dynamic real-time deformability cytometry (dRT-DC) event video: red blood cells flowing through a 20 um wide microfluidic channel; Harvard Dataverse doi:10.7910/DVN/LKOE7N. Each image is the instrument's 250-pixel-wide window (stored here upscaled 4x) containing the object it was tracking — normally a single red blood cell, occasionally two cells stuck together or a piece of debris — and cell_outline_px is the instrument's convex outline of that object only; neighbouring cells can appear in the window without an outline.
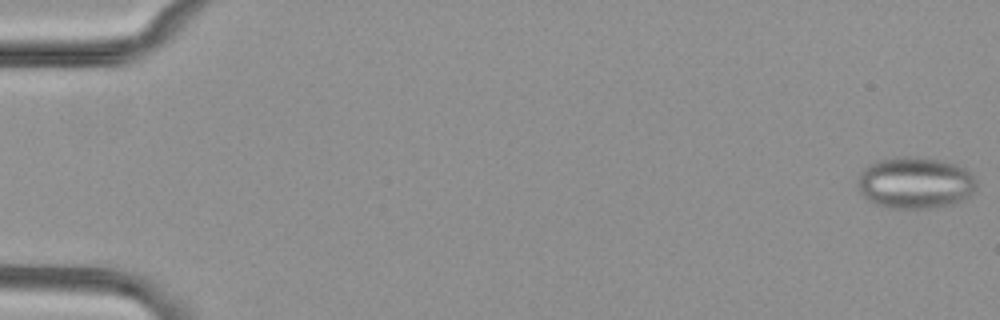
{"species": "common noctule bat (a hibernating species)", "species_latin": "Nyctalus noctula", "temperature_condition": "cold", "stored_images_in_passage": 55, "camera_frame_rate_fps": 3000, "um_per_image_px": 0.085, "animal": {"sex": "female", "body_mass_g": 29.2, "forearm_length_mm": 56.3}, "frame": {"image": 1, "passage_image": 1, "time_ms": 0.0, "image_size_px": [1000, 320], "cell_outline_px": [[972, 192], [964, 200], [956, 204], [932, 208], [888, 208], [876, 204], [868, 200], [860, 192], [860, 172], [868, 164], [880, 160], [936, 160], [956, 164], [964, 168], [972, 176]], "centroid_in_image_um": [77.77, 15.61], "position_along_channel_um": 7.2, "area_um2": 34.28}}
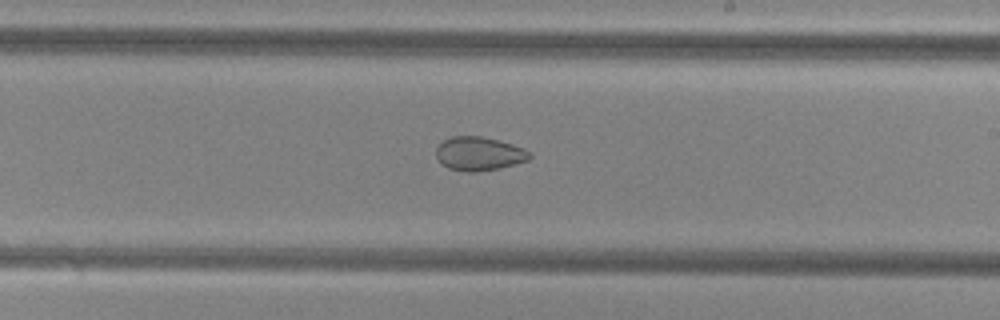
{"frame": {"image": 2, "passage_image": 33, "time_ms": 10.667, "image_size_px": [1000, 320], "cell_outline_px": [[532, 156], [528, 160], [516, 164], [500, 168], [476, 172], [468, 172], [448, 168], [436, 156], [436, 148], [444, 140], [452, 136], [480, 136], [512, 144], [524, 148], [532, 152]], "centroid_in_image_um": [40.76, 13.07], "position_along_channel_um": 248.2, "area_um2": 18.32}}
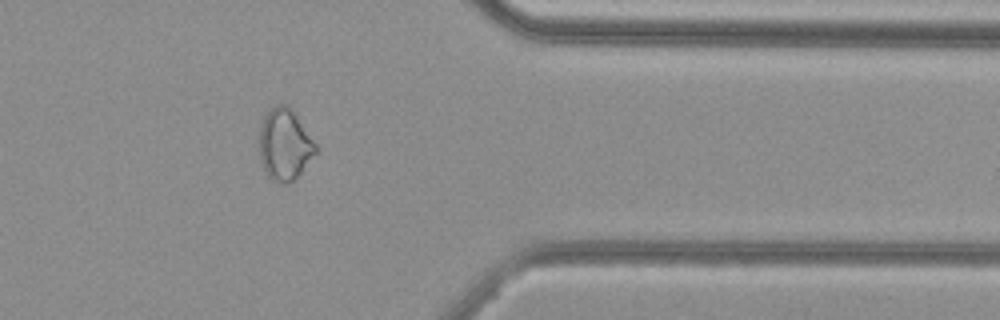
{"frame": {"image": 3, "passage_image": 45, "time_ms": 14.667, "image_size_px": [1000, 320], "cell_outline_px": [[320, 148], [296, 180], [288, 184], [284, 184], [272, 180], [264, 172], [260, 160], [260, 128], [264, 116], [276, 104], [284, 104], [296, 116]], "centroid_in_image_um": [24.22, 12.36], "position_along_channel_um": 387.2, "area_um2": 23.52}, "authors_computed_cell_mechanics": {"area_um2": 23.987, "velocity_mm_per_s": 3.8009, "shape_relaxation_time_tau1_ms": null, "shape_relaxation_time_tau2_ms": 4.506, "deformation_change_tau1": null, "deformation_change_tau2": 0.0814}}